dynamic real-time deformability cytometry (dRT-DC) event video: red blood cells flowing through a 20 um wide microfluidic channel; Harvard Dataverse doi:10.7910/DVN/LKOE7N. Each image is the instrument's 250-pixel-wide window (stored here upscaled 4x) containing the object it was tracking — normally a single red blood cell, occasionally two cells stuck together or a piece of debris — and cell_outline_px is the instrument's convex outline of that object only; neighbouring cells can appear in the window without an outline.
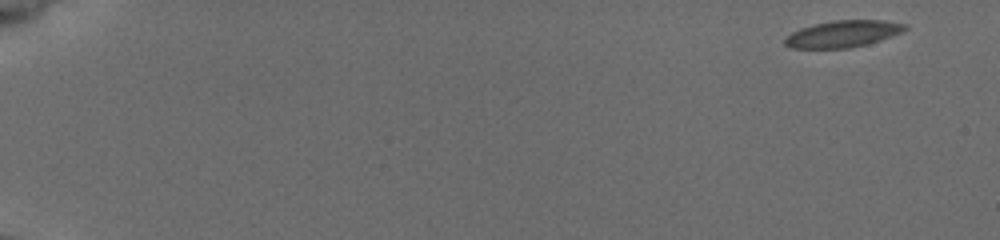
{"species": "common noctule bat (a hibernating species)", "species_latin": "Nyctalus noctula", "temperature_condition": "cold", "stored_images_in_passage": 54, "camera_frame_rate_fps": 3000, "um_per_image_px": 0.085, "animal": {"sex": "female", "body_mass_g": 19.5, "forearm_length_mm": 54.1}, "frame": {"image": 1, "passage_image": 1, "time_ms": 0.0, "image_size_px": [1000, 240], "cell_outline_px": [[908, 28], [892, 36], [868, 44], [848, 48], [788, 48], [784, 44], [784, 40], [792, 32], [800, 28], [812, 24], [832, 20], [884, 20], [908, 24]], "centroid_in_image_um": [71.65, 2.87], "position_along_channel_um": 13.4, "area_um2": 18.84}}
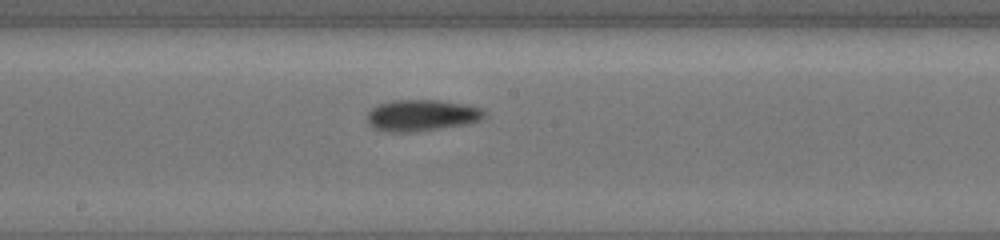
{"frame": {"image": 2, "passage_image": 31, "time_ms": 10.0, "image_size_px": [1000, 240], "cell_outline_px": [[484, 116], [480, 120], [468, 124], [416, 132], [388, 132], [376, 128], [368, 124], [368, 112], [372, 108], [380, 104], [392, 100], [440, 100], [464, 104], [484, 108]], "centroid_in_image_um": [35.87, 9.81], "position_along_channel_um": 212.3, "area_um2": 21.5}}
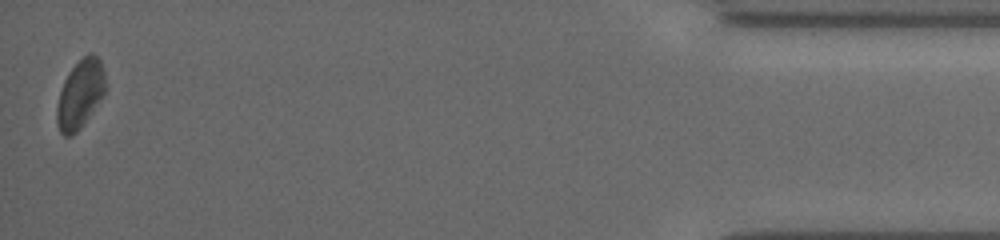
{"frame": {"image": 3, "passage_image": 54, "time_ms": 17.667, "image_size_px": [1000, 240], "cell_outline_px": [[104, 92], [80, 128], [72, 136], [64, 136], [60, 132], [56, 124], [56, 108], [60, 92], [64, 80], [68, 72], [88, 52], [92, 52], [100, 60], [104, 68]], "centroid_in_image_um": [6.78, 7.99], "position_along_channel_um": 428.4, "area_um2": 19.02}, "authors_computed_cell_mechanics": {"area_um2": 19.3341, "velocity_mm_per_s": 3.7556, "shape_relaxation_time_tau1_ms": 1.9614, "shape_relaxation_time_tau2_ms": 5.682, "deformation_change_tau1": 0.0994, "deformation_change_tau2": 0.0991}}